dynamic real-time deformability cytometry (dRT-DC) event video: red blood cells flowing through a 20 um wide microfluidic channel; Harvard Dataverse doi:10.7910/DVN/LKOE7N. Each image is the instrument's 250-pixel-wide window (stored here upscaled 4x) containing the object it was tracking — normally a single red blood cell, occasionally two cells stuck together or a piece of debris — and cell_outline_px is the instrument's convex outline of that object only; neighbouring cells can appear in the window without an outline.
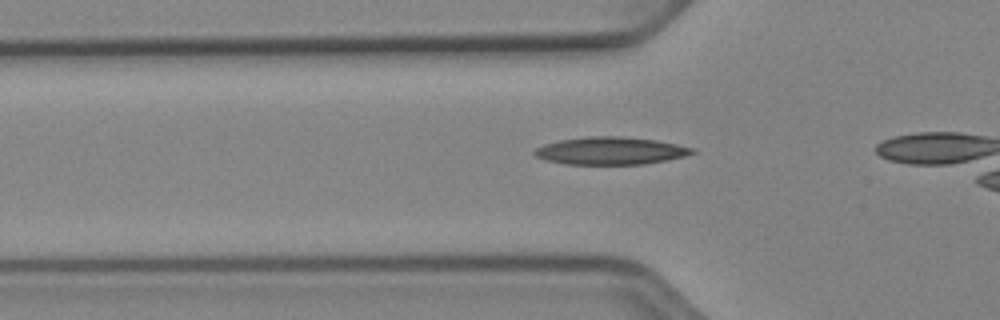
{"species": "Egyptian fruit bat (a non-hibernating species)", "species_latin": "Rousettus aegyptiacus", "temperature_condition": "cold", "stored_images_in_passage": 19, "camera_frame_rate_fps": 3000, "um_per_image_px": 0.085, "animal": {"sex": "female"}, "frame": {"image": 1, "passage_image": 11, "time_ms": 3.333, "image_size_px": [1000, 320], "cell_outline_px": [[696, 152], [684, 156], [668, 160], [644, 164], [564, 164], [544, 160], [536, 156], [532, 152], [536, 148], [544, 144], [560, 140], [588, 136], [620, 136], [656, 140], [696, 148]], "centroid_in_image_um": [51.9, 12.82], "position_along_channel_um": 73.9, "area_um2": 25.43}}
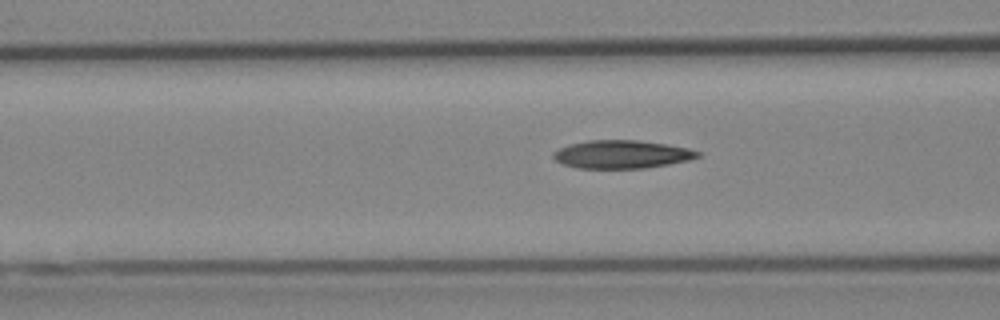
{"frame": {"image": 2, "passage_image": 14, "time_ms": 4.333, "image_size_px": [1000, 320], "cell_outline_px": [[700, 156], [688, 160], [668, 164], [644, 168], [576, 168], [564, 164], [556, 160], [552, 156], [552, 152], [568, 144], [588, 140], [636, 140], [668, 144], [688, 148], [700, 152]], "centroid_in_image_um": [52.83, 13.11], "position_along_channel_um": 113.8, "area_um2": 23.64}}